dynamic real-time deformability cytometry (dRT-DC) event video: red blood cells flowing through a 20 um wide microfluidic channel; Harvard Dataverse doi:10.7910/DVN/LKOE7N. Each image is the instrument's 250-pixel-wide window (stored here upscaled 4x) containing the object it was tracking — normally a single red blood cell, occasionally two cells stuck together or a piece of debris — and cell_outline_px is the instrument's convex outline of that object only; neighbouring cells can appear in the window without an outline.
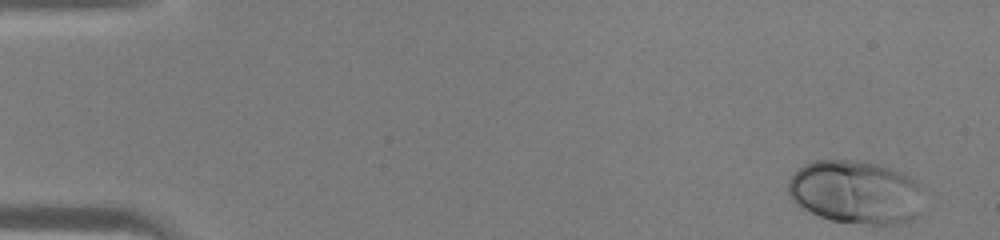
{"species": "human", "species_latin": "Homo sapiens", "temperature_condition": "warm", "stored_images_in_passage": 43, "camera_frame_rate_fps": 3000, "um_per_image_px": 0.085, "donor": {"sex": "male"}, "frame": {"image": 1, "passage_image": 1, "time_ms": 0.0, "image_size_px": [1000, 240], "cell_outline_px": [[924, 188], [916, 216], [912, 220], [896, 224], [872, 224], [832, 220], [820, 216], [796, 204], [788, 196], [788, 180], [804, 164], [812, 160], [860, 160], [880, 164], [912, 176], [924, 184]], "centroid_in_image_um": [72.77, 16.3], "position_along_channel_um": 12.2, "area_um2": 50.46}}
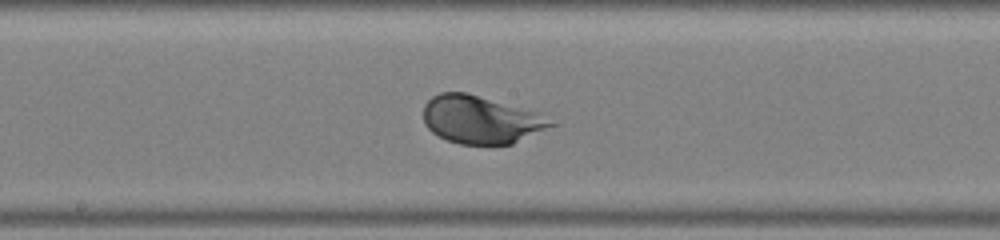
{"frame": {"image": 2, "passage_image": 23, "time_ms": 7.333, "image_size_px": [1000, 240], "cell_outline_px": [[560, 124], [512, 144], [460, 144], [448, 140], [432, 132], [424, 124], [424, 104], [432, 96], [440, 92], [464, 92], [540, 112]], "centroid_in_image_um": [40.93, 10.17], "position_along_channel_um": 207.3, "area_um2": 35.78}}
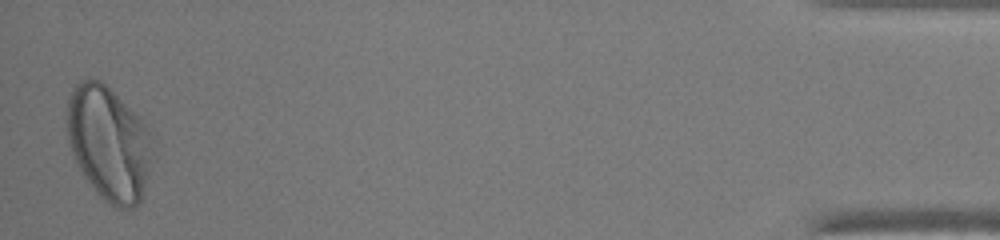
{"frame": {"image": 3, "passage_image": 43, "time_ms": 14.0, "image_size_px": [1000, 240], "cell_outline_px": [[156, 144], [140, 200], [132, 208], [116, 208], [104, 200], [96, 192], [84, 176], [72, 152], [68, 140], [68, 100], [72, 88], [80, 80], [100, 80], [144, 124]], "centroid_in_image_um": [9.25, 12.21], "position_along_channel_um": 425.9, "area_um2": 55.95}}